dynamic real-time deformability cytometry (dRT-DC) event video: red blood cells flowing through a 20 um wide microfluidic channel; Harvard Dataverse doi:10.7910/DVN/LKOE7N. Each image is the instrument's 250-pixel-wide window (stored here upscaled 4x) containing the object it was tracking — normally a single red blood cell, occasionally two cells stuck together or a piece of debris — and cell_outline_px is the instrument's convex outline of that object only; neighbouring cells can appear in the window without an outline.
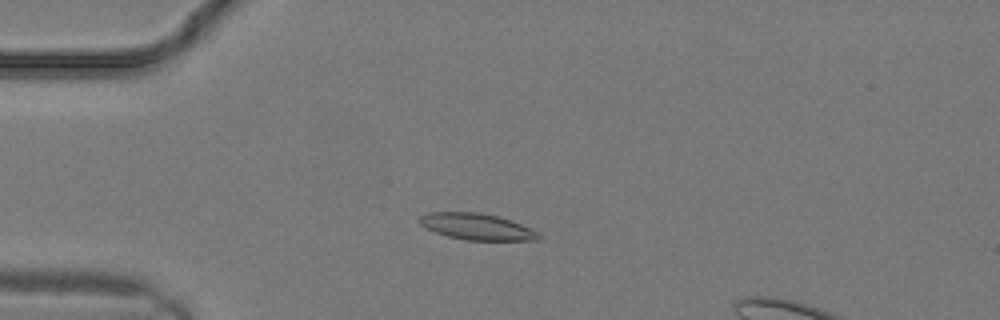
{"species": "common noctule bat (a hibernating species)", "species_latin": "Nyctalus noctula", "temperature_condition": "warm", "stored_images_in_passage": 11, "camera_frame_rate_fps": 3000, "um_per_image_px": 0.085, "animal": {"sex": "male", "body_mass_g": 19.2, "forearm_length_mm": 51.8}, "frame": {"image": 1, "passage_image": 5, "time_ms": 1.333, "image_size_px": [1000, 320], "cell_outline_px": [[540, 240], [468, 240], [448, 236], [436, 232], [420, 224], [416, 220], [420, 216], [428, 212], [480, 212], [500, 216], [512, 220], [540, 232]], "centroid_in_image_um": [40.55, 19.25], "position_along_channel_um": 44.4, "area_um2": 18.44}}
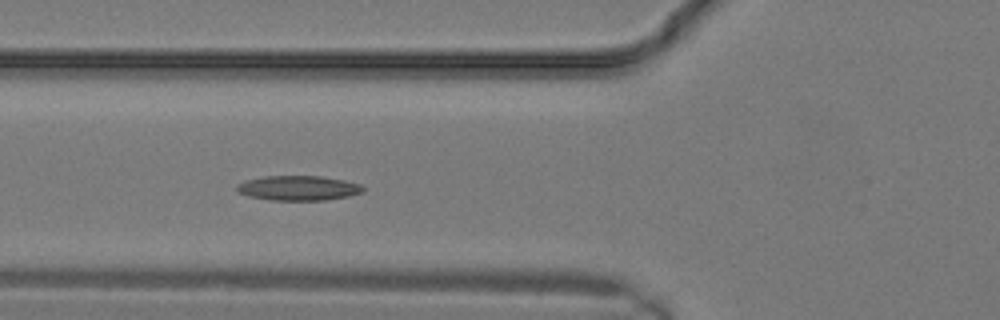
{"frame": {"image": 2, "passage_image": 8, "time_ms": 2.333, "image_size_px": [1000, 320], "cell_outline_px": [[364, 192], [348, 196], [324, 200], [268, 200], [248, 196], [236, 192], [236, 184], [244, 180], [264, 176], [320, 176], [344, 180], [360, 184], [364, 188]], "centroid_in_image_um": [25.31, 15.98], "position_along_channel_um": 100.5, "area_um2": 18.38}}
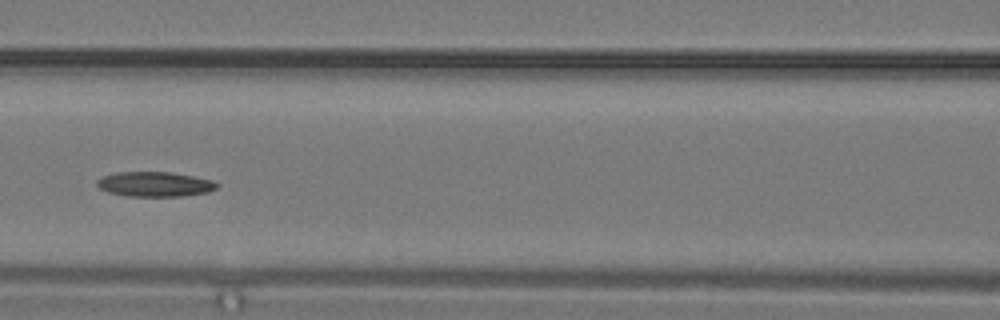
{"frame": {"image": 3, "passage_image": 10, "time_ms": 3.0, "image_size_px": [1000, 320], "cell_outline_px": [[220, 184], [216, 188], [208, 192], [184, 196], [128, 196], [108, 192], [100, 188], [96, 184], [96, 180], [104, 176], [116, 172], [172, 172], [212, 180]], "centroid_in_image_um": [13.17, 15.65], "position_along_channel_um": 153.4, "area_um2": 17.34}}